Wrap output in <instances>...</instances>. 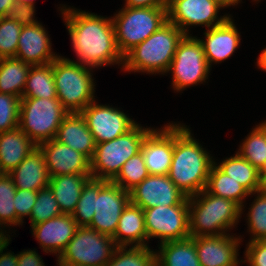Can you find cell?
<instances>
[{
	"instance_id": "obj_1",
	"label": "cell",
	"mask_w": 266,
	"mask_h": 266,
	"mask_svg": "<svg viewBox=\"0 0 266 266\" xmlns=\"http://www.w3.org/2000/svg\"><path fill=\"white\" fill-rule=\"evenodd\" d=\"M74 51L82 65L91 68L123 64L112 19L66 7L61 9Z\"/></svg>"
},
{
	"instance_id": "obj_2",
	"label": "cell",
	"mask_w": 266,
	"mask_h": 266,
	"mask_svg": "<svg viewBox=\"0 0 266 266\" xmlns=\"http://www.w3.org/2000/svg\"><path fill=\"white\" fill-rule=\"evenodd\" d=\"M206 150L193 139L185 126L174 124V151L168 177L187 197L206 188L214 161Z\"/></svg>"
},
{
	"instance_id": "obj_3",
	"label": "cell",
	"mask_w": 266,
	"mask_h": 266,
	"mask_svg": "<svg viewBox=\"0 0 266 266\" xmlns=\"http://www.w3.org/2000/svg\"><path fill=\"white\" fill-rule=\"evenodd\" d=\"M184 36L176 25L167 21L124 56L125 71L168 72L177 46Z\"/></svg>"
},
{
	"instance_id": "obj_4",
	"label": "cell",
	"mask_w": 266,
	"mask_h": 266,
	"mask_svg": "<svg viewBox=\"0 0 266 266\" xmlns=\"http://www.w3.org/2000/svg\"><path fill=\"white\" fill-rule=\"evenodd\" d=\"M188 203L190 237L226 234L225 230L237 224L243 210L234 201L212 195L205 189L188 197Z\"/></svg>"
},
{
	"instance_id": "obj_5",
	"label": "cell",
	"mask_w": 266,
	"mask_h": 266,
	"mask_svg": "<svg viewBox=\"0 0 266 266\" xmlns=\"http://www.w3.org/2000/svg\"><path fill=\"white\" fill-rule=\"evenodd\" d=\"M57 99L69 113H80L94 101V81L88 66L58 56L53 61Z\"/></svg>"
},
{
	"instance_id": "obj_6",
	"label": "cell",
	"mask_w": 266,
	"mask_h": 266,
	"mask_svg": "<svg viewBox=\"0 0 266 266\" xmlns=\"http://www.w3.org/2000/svg\"><path fill=\"white\" fill-rule=\"evenodd\" d=\"M151 130L135 124L119 137L96 144L90 160L91 178L112 181L123 164L141 151L142 142Z\"/></svg>"
},
{
	"instance_id": "obj_7",
	"label": "cell",
	"mask_w": 266,
	"mask_h": 266,
	"mask_svg": "<svg viewBox=\"0 0 266 266\" xmlns=\"http://www.w3.org/2000/svg\"><path fill=\"white\" fill-rule=\"evenodd\" d=\"M68 114L57 98H21L18 127L39 146L55 139Z\"/></svg>"
},
{
	"instance_id": "obj_8",
	"label": "cell",
	"mask_w": 266,
	"mask_h": 266,
	"mask_svg": "<svg viewBox=\"0 0 266 266\" xmlns=\"http://www.w3.org/2000/svg\"><path fill=\"white\" fill-rule=\"evenodd\" d=\"M116 42L124 57L167 22V8H122L112 19Z\"/></svg>"
},
{
	"instance_id": "obj_9",
	"label": "cell",
	"mask_w": 266,
	"mask_h": 266,
	"mask_svg": "<svg viewBox=\"0 0 266 266\" xmlns=\"http://www.w3.org/2000/svg\"><path fill=\"white\" fill-rule=\"evenodd\" d=\"M117 246L114 240L88 226H79L67 247L58 257L66 266H104Z\"/></svg>"
},
{
	"instance_id": "obj_10",
	"label": "cell",
	"mask_w": 266,
	"mask_h": 266,
	"mask_svg": "<svg viewBox=\"0 0 266 266\" xmlns=\"http://www.w3.org/2000/svg\"><path fill=\"white\" fill-rule=\"evenodd\" d=\"M210 67L200 39L185 35L179 42L168 71H172V84L180 91L190 85L205 82Z\"/></svg>"
},
{
	"instance_id": "obj_11",
	"label": "cell",
	"mask_w": 266,
	"mask_h": 266,
	"mask_svg": "<svg viewBox=\"0 0 266 266\" xmlns=\"http://www.w3.org/2000/svg\"><path fill=\"white\" fill-rule=\"evenodd\" d=\"M143 211L147 240L158 237L162 244L190 237L188 197L178 205L156 206Z\"/></svg>"
},
{
	"instance_id": "obj_12",
	"label": "cell",
	"mask_w": 266,
	"mask_h": 266,
	"mask_svg": "<svg viewBox=\"0 0 266 266\" xmlns=\"http://www.w3.org/2000/svg\"><path fill=\"white\" fill-rule=\"evenodd\" d=\"M129 203V191L122 189L112 181L99 179L95 215L88 227L112 238L121 214Z\"/></svg>"
},
{
	"instance_id": "obj_13",
	"label": "cell",
	"mask_w": 266,
	"mask_h": 266,
	"mask_svg": "<svg viewBox=\"0 0 266 266\" xmlns=\"http://www.w3.org/2000/svg\"><path fill=\"white\" fill-rule=\"evenodd\" d=\"M220 8L211 0H169L167 21L188 35L189 25H205L212 28L222 24L229 16L217 18Z\"/></svg>"
},
{
	"instance_id": "obj_14",
	"label": "cell",
	"mask_w": 266,
	"mask_h": 266,
	"mask_svg": "<svg viewBox=\"0 0 266 266\" xmlns=\"http://www.w3.org/2000/svg\"><path fill=\"white\" fill-rule=\"evenodd\" d=\"M96 144L110 141L129 131L136 123L117 108L97 105L95 100L81 112Z\"/></svg>"
},
{
	"instance_id": "obj_15",
	"label": "cell",
	"mask_w": 266,
	"mask_h": 266,
	"mask_svg": "<svg viewBox=\"0 0 266 266\" xmlns=\"http://www.w3.org/2000/svg\"><path fill=\"white\" fill-rule=\"evenodd\" d=\"M129 195L130 203L142 209L178 205L187 197L168 175H149Z\"/></svg>"
},
{
	"instance_id": "obj_16",
	"label": "cell",
	"mask_w": 266,
	"mask_h": 266,
	"mask_svg": "<svg viewBox=\"0 0 266 266\" xmlns=\"http://www.w3.org/2000/svg\"><path fill=\"white\" fill-rule=\"evenodd\" d=\"M174 151V124L152 129L142 142L141 152L149 175H168Z\"/></svg>"
},
{
	"instance_id": "obj_17",
	"label": "cell",
	"mask_w": 266,
	"mask_h": 266,
	"mask_svg": "<svg viewBox=\"0 0 266 266\" xmlns=\"http://www.w3.org/2000/svg\"><path fill=\"white\" fill-rule=\"evenodd\" d=\"M38 147L44 154L49 177L91 174L90 160L81 152L58 142L56 139L41 143Z\"/></svg>"
},
{
	"instance_id": "obj_18",
	"label": "cell",
	"mask_w": 266,
	"mask_h": 266,
	"mask_svg": "<svg viewBox=\"0 0 266 266\" xmlns=\"http://www.w3.org/2000/svg\"><path fill=\"white\" fill-rule=\"evenodd\" d=\"M201 266H237L240 240L223 234L220 236L192 237ZM239 243V244H238Z\"/></svg>"
},
{
	"instance_id": "obj_19",
	"label": "cell",
	"mask_w": 266,
	"mask_h": 266,
	"mask_svg": "<svg viewBox=\"0 0 266 266\" xmlns=\"http://www.w3.org/2000/svg\"><path fill=\"white\" fill-rule=\"evenodd\" d=\"M78 227L71 214H61L31 226L33 235L39 240L43 250L46 253L56 254L58 252L59 256L75 235Z\"/></svg>"
},
{
	"instance_id": "obj_20",
	"label": "cell",
	"mask_w": 266,
	"mask_h": 266,
	"mask_svg": "<svg viewBox=\"0 0 266 266\" xmlns=\"http://www.w3.org/2000/svg\"><path fill=\"white\" fill-rule=\"evenodd\" d=\"M51 49L50 39L40 23L23 26L15 58L30 65L48 64L58 57L52 54Z\"/></svg>"
},
{
	"instance_id": "obj_21",
	"label": "cell",
	"mask_w": 266,
	"mask_h": 266,
	"mask_svg": "<svg viewBox=\"0 0 266 266\" xmlns=\"http://www.w3.org/2000/svg\"><path fill=\"white\" fill-rule=\"evenodd\" d=\"M206 40H200L209 67L212 62H221L230 57L240 42L239 32L228 17L222 24L205 32Z\"/></svg>"
},
{
	"instance_id": "obj_22",
	"label": "cell",
	"mask_w": 266,
	"mask_h": 266,
	"mask_svg": "<svg viewBox=\"0 0 266 266\" xmlns=\"http://www.w3.org/2000/svg\"><path fill=\"white\" fill-rule=\"evenodd\" d=\"M8 175L17 189L39 191L47 188L50 181L46 160L39 147L34 149Z\"/></svg>"
},
{
	"instance_id": "obj_23",
	"label": "cell",
	"mask_w": 266,
	"mask_h": 266,
	"mask_svg": "<svg viewBox=\"0 0 266 266\" xmlns=\"http://www.w3.org/2000/svg\"><path fill=\"white\" fill-rule=\"evenodd\" d=\"M55 139L92 159L96 142L81 113H69L61 122Z\"/></svg>"
},
{
	"instance_id": "obj_24",
	"label": "cell",
	"mask_w": 266,
	"mask_h": 266,
	"mask_svg": "<svg viewBox=\"0 0 266 266\" xmlns=\"http://www.w3.org/2000/svg\"><path fill=\"white\" fill-rule=\"evenodd\" d=\"M38 146L18 127L0 132V166L5 174L14 170Z\"/></svg>"
},
{
	"instance_id": "obj_25",
	"label": "cell",
	"mask_w": 266,
	"mask_h": 266,
	"mask_svg": "<svg viewBox=\"0 0 266 266\" xmlns=\"http://www.w3.org/2000/svg\"><path fill=\"white\" fill-rule=\"evenodd\" d=\"M124 236V237H123ZM116 246H147L144 211L129 203L121 214L117 229L112 237Z\"/></svg>"
},
{
	"instance_id": "obj_26",
	"label": "cell",
	"mask_w": 266,
	"mask_h": 266,
	"mask_svg": "<svg viewBox=\"0 0 266 266\" xmlns=\"http://www.w3.org/2000/svg\"><path fill=\"white\" fill-rule=\"evenodd\" d=\"M91 174H70L50 177L49 187L63 214H72L81 191Z\"/></svg>"
},
{
	"instance_id": "obj_27",
	"label": "cell",
	"mask_w": 266,
	"mask_h": 266,
	"mask_svg": "<svg viewBox=\"0 0 266 266\" xmlns=\"http://www.w3.org/2000/svg\"><path fill=\"white\" fill-rule=\"evenodd\" d=\"M156 266H201L192 237L160 244Z\"/></svg>"
},
{
	"instance_id": "obj_28",
	"label": "cell",
	"mask_w": 266,
	"mask_h": 266,
	"mask_svg": "<svg viewBox=\"0 0 266 266\" xmlns=\"http://www.w3.org/2000/svg\"><path fill=\"white\" fill-rule=\"evenodd\" d=\"M30 67L15 57L0 58V93L22 98Z\"/></svg>"
},
{
	"instance_id": "obj_29",
	"label": "cell",
	"mask_w": 266,
	"mask_h": 266,
	"mask_svg": "<svg viewBox=\"0 0 266 266\" xmlns=\"http://www.w3.org/2000/svg\"><path fill=\"white\" fill-rule=\"evenodd\" d=\"M22 98H57L53 62L31 65Z\"/></svg>"
},
{
	"instance_id": "obj_30",
	"label": "cell",
	"mask_w": 266,
	"mask_h": 266,
	"mask_svg": "<svg viewBox=\"0 0 266 266\" xmlns=\"http://www.w3.org/2000/svg\"><path fill=\"white\" fill-rule=\"evenodd\" d=\"M216 165L214 162L211 166L205 190L212 195L232 200L243 208V199L250 193Z\"/></svg>"
},
{
	"instance_id": "obj_31",
	"label": "cell",
	"mask_w": 266,
	"mask_h": 266,
	"mask_svg": "<svg viewBox=\"0 0 266 266\" xmlns=\"http://www.w3.org/2000/svg\"><path fill=\"white\" fill-rule=\"evenodd\" d=\"M218 167L239 182L251 195L264 187L259 176V170L238 153L222 161Z\"/></svg>"
},
{
	"instance_id": "obj_32",
	"label": "cell",
	"mask_w": 266,
	"mask_h": 266,
	"mask_svg": "<svg viewBox=\"0 0 266 266\" xmlns=\"http://www.w3.org/2000/svg\"><path fill=\"white\" fill-rule=\"evenodd\" d=\"M117 246L111 259L104 266H156V252L149 246Z\"/></svg>"
},
{
	"instance_id": "obj_33",
	"label": "cell",
	"mask_w": 266,
	"mask_h": 266,
	"mask_svg": "<svg viewBox=\"0 0 266 266\" xmlns=\"http://www.w3.org/2000/svg\"><path fill=\"white\" fill-rule=\"evenodd\" d=\"M245 139L237 153L260 170L266 161V122L254 128Z\"/></svg>"
},
{
	"instance_id": "obj_34",
	"label": "cell",
	"mask_w": 266,
	"mask_h": 266,
	"mask_svg": "<svg viewBox=\"0 0 266 266\" xmlns=\"http://www.w3.org/2000/svg\"><path fill=\"white\" fill-rule=\"evenodd\" d=\"M99 193V179L90 178L83 186L75 210L71 214L78 226H89L95 215L96 198Z\"/></svg>"
},
{
	"instance_id": "obj_35",
	"label": "cell",
	"mask_w": 266,
	"mask_h": 266,
	"mask_svg": "<svg viewBox=\"0 0 266 266\" xmlns=\"http://www.w3.org/2000/svg\"><path fill=\"white\" fill-rule=\"evenodd\" d=\"M148 176L149 172L145 165L143 154L140 151L123 164L120 172L112 182L122 189L130 191Z\"/></svg>"
},
{
	"instance_id": "obj_36",
	"label": "cell",
	"mask_w": 266,
	"mask_h": 266,
	"mask_svg": "<svg viewBox=\"0 0 266 266\" xmlns=\"http://www.w3.org/2000/svg\"><path fill=\"white\" fill-rule=\"evenodd\" d=\"M255 193L258 196L252 203L247 218L250 232L254 236L250 242L266 240V188L263 187L253 194Z\"/></svg>"
},
{
	"instance_id": "obj_37",
	"label": "cell",
	"mask_w": 266,
	"mask_h": 266,
	"mask_svg": "<svg viewBox=\"0 0 266 266\" xmlns=\"http://www.w3.org/2000/svg\"><path fill=\"white\" fill-rule=\"evenodd\" d=\"M63 214L50 187L37 191V199L30 214L31 226Z\"/></svg>"
},
{
	"instance_id": "obj_38",
	"label": "cell",
	"mask_w": 266,
	"mask_h": 266,
	"mask_svg": "<svg viewBox=\"0 0 266 266\" xmlns=\"http://www.w3.org/2000/svg\"><path fill=\"white\" fill-rule=\"evenodd\" d=\"M21 30L15 20L0 17V58L15 57Z\"/></svg>"
},
{
	"instance_id": "obj_39",
	"label": "cell",
	"mask_w": 266,
	"mask_h": 266,
	"mask_svg": "<svg viewBox=\"0 0 266 266\" xmlns=\"http://www.w3.org/2000/svg\"><path fill=\"white\" fill-rule=\"evenodd\" d=\"M17 188L13 184L12 178L4 174L0 178V226L1 224L16 225V212L14 197Z\"/></svg>"
},
{
	"instance_id": "obj_40",
	"label": "cell",
	"mask_w": 266,
	"mask_h": 266,
	"mask_svg": "<svg viewBox=\"0 0 266 266\" xmlns=\"http://www.w3.org/2000/svg\"><path fill=\"white\" fill-rule=\"evenodd\" d=\"M20 99L13 94L0 93V132L18 128Z\"/></svg>"
},
{
	"instance_id": "obj_41",
	"label": "cell",
	"mask_w": 266,
	"mask_h": 266,
	"mask_svg": "<svg viewBox=\"0 0 266 266\" xmlns=\"http://www.w3.org/2000/svg\"><path fill=\"white\" fill-rule=\"evenodd\" d=\"M37 199V191L17 189L14 197V208L16 212V225L23 222L24 216H30L32 207Z\"/></svg>"
},
{
	"instance_id": "obj_42",
	"label": "cell",
	"mask_w": 266,
	"mask_h": 266,
	"mask_svg": "<svg viewBox=\"0 0 266 266\" xmlns=\"http://www.w3.org/2000/svg\"><path fill=\"white\" fill-rule=\"evenodd\" d=\"M34 5L14 2L13 5L9 8V11L6 15L7 18L15 20L19 25L29 26L38 23L34 20Z\"/></svg>"
},
{
	"instance_id": "obj_43",
	"label": "cell",
	"mask_w": 266,
	"mask_h": 266,
	"mask_svg": "<svg viewBox=\"0 0 266 266\" xmlns=\"http://www.w3.org/2000/svg\"><path fill=\"white\" fill-rule=\"evenodd\" d=\"M245 256L250 266H266V241L249 242Z\"/></svg>"
},
{
	"instance_id": "obj_44",
	"label": "cell",
	"mask_w": 266,
	"mask_h": 266,
	"mask_svg": "<svg viewBox=\"0 0 266 266\" xmlns=\"http://www.w3.org/2000/svg\"><path fill=\"white\" fill-rule=\"evenodd\" d=\"M34 250L18 254V266H44L43 260Z\"/></svg>"
},
{
	"instance_id": "obj_45",
	"label": "cell",
	"mask_w": 266,
	"mask_h": 266,
	"mask_svg": "<svg viewBox=\"0 0 266 266\" xmlns=\"http://www.w3.org/2000/svg\"><path fill=\"white\" fill-rule=\"evenodd\" d=\"M168 4H169V0H126L125 7H130V8H137V7L167 8Z\"/></svg>"
},
{
	"instance_id": "obj_46",
	"label": "cell",
	"mask_w": 266,
	"mask_h": 266,
	"mask_svg": "<svg viewBox=\"0 0 266 266\" xmlns=\"http://www.w3.org/2000/svg\"><path fill=\"white\" fill-rule=\"evenodd\" d=\"M9 242L0 250V266H18V255L12 253H3V250L7 248Z\"/></svg>"
},
{
	"instance_id": "obj_47",
	"label": "cell",
	"mask_w": 266,
	"mask_h": 266,
	"mask_svg": "<svg viewBox=\"0 0 266 266\" xmlns=\"http://www.w3.org/2000/svg\"><path fill=\"white\" fill-rule=\"evenodd\" d=\"M14 2V0H0V17H6L9 8Z\"/></svg>"
},
{
	"instance_id": "obj_48",
	"label": "cell",
	"mask_w": 266,
	"mask_h": 266,
	"mask_svg": "<svg viewBox=\"0 0 266 266\" xmlns=\"http://www.w3.org/2000/svg\"><path fill=\"white\" fill-rule=\"evenodd\" d=\"M211 1L215 2L221 8L228 7L230 5H236L238 4V2H240V0H211Z\"/></svg>"
},
{
	"instance_id": "obj_49",
	"label": "cell",
	"mask_w": 266,
	"mask_h": 266,
	"mask_svg": "<svg viewBox=\"0 0 266 266\" xmlns=\"http://www.w3.org/2000/svg\"><path fill=\"white\" fill-rule=\"evenodd\" d=\"M257 65L264 71H266V48L263 49L262 53L260 54Z\"/></svg>"
},
{
	"instance_id": "obj_50",
	"label": "cell",
	"mask_w": 266,
	"mask_h": 266,
	"mask_svg": "<svg viewBox=\"0 0 266 266\" xmlns=\"http://www.w3.org/2000/svg\"><path fill=\"white\" fill-rule=\"evenodd\" d=\"M9 240L10 239H8V237H6L4 233L0 231V250L9 242Z\"/></svg>"
},
{
	"instance_id": "obj_51",
	"label": "cell",
	"mask_w": 266,
	"mask_h": 266,
	"mask_svg": "<svg viewBox=\"0 0 266 266\" xmlns=\"http://www.w3.org/2000/svg\"><path fill=\"white\" fill-rule=\"evenodd\" d=\"M259 176H260L261 181L265 183L266 182V161L264 165L262 166V168L259 170Z\"/></svg>"
},
{
	"instance_id": "obj_52",
	"label": "cell",
	"mask_w": 266,
	"mask_h": 266,
	"mask_svg": "<svg viewBox=\"0 0 266 266\" xmlns=\"http://www.w3.org/2000/svg\"><path fill=\"white\" fill-rule=\"evenodd\" d=\"M14 1L19 2V3H26V4L34 5V3H33L34 0H14Z\"/></svg>"
},
{
	"instance_id": "obj_53",
	"label": "cell",
	"mask_w": 266,
	"mask_h": 266,
	"mask_svg": "<svg viewBox=\"0 0 266 266\" xmlns=\"http://www.w3.org/2000/svg\"><path fill=\"white\" fill-rule=\"evenodd\" d=\"M5 173L2 171L1 166H0V178L4 175Z\"/></svg>"
},
{
	"instance_id": "obj_54",
	"label": "cell",
	"mask_w": 266,
	"mask_h": 266,
	"mask_svg": "<svg viewBox=\"0 0 266 266\" xmlns=\"http://www.w3.org/2000/svg\"><path fill=\"white\" fill-rule=\"evenodd\" d=\"M58 265H59V266H66V265H64V264H62V263H59Z\"/></svg>"
}]
</instances>
